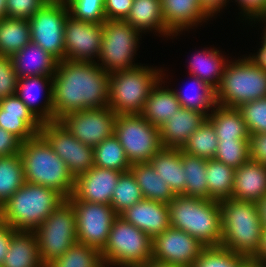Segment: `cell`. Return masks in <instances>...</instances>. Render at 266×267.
Returning a JSON list of instances; mask_svg holds the SVG:
<instances>
[{
	"mask_svg": "<svg viewBox=\"0 0 266 267\" xmlns=\"http://www.w3.org/2000/svg\"><path fill=\"white\" fill-rule=\"evenodd\" d=\"M109 78L96 62L58 61L52 76L53 121L70 112L108 107Z\"/></svg>",
	"mask_w": 266,
	"mask_h": 267,
	"instance_id": "1",
	"label": "cell"
},
{
	"mask_svg": "<svg viewBox=\"0 0 266 267\" xmlns=\"http://www.w3.org/2000/svg\"><path fill=\"white\" fill-rule=\"evenodd\" d=\"M221 246L252 259L260 249L262 232L257 203L233 198L219 201Z\"/></svg>",
	"mask_w": 266,
	"mask_h": 267,
	"instance_id": "2",
	"label": "cell"
},
{
	"mask_svg": "<svg viewBox=\"0 0 266 267\" xmlns=\"http://www.w3.org/2000/svg\"><path fill=\"white\" fill-rule=\"evenodd\" d=\"M19 153L26 182L52 188L65 199L73 194L75 178L40 134L21 142Z\"/></svg>",
	"mask_w": 266,
	"mask_h": 267,
	"instance_id": "3",
	"label": "cell"
},
{
	"mask_svg": "<svg viewBox=\"0 0 266 267\" xmlns=\"http://www.w3.org/2000/svg\"><path fill=\"white\" fill-rule=\"evenodd\" d=\"M172 228L185 231L205 247L220 246L221 209L219 201L175 196L168 204Z\"/></svg>",
	"mask_w": 266,
	"mask_h": 267,
	"instance_id": "4",
	"label": "cell"
},
{
	"mask_svg": "<svg viewBox=\"0 0 266 267\" xmlns=\"http://www.w3.org/2000/svg\"><path fill=\"white\" fill-rule=\"evenodd\" d=\"M65 198L42 185L24 184L0 207V220L17 231H35Z\"/></svg>",
	"mask_w": 266,
	"mask_h": 267,
	"instance_id": "5",
	"label": "cell"
},
{
	"mask_svg": "<svg viewBox=\"0 0 266 267\" xmlns=\"http://www.w3.org/2000/svg\"><path fill=\"white\" fill-rule=\"evenodd\" d=\"M162 69L137 65L110 73L108 107L117 115L141 114L152 87L162 78Z\"/></svg>",
	"mask_w": 266,
	"mask_h": 267,
	"instance_id": "6",
	"label": "cell"
},
{
	"mask_svg": "<svg viewBox=\"0 0 266 267\" xmlns=\"http://www.w3.org/2000/svg\"><path fill=\"white\" fill-rule=\"evenodd\" d=\"M228 62L215 89L217 105L238 108L249 101L266 97V72L245 57Z\"/></svg>",
	"mask_w": 266,
	"mask_h": 267,
	"instance_id": "7",
	"label": "cell"
},
{
	"mask_svg": "<svg viewBox=\"0 0 266 267\" xmlns=\"http://www.w3.org/2000/svg\"><path fill=\"white\" fill-rule=\"evenodd\" d=\"M100 253L105 267H143L152 259V238L118 215Z\"/></svg>",
	"mask_w": 266,
	"mask_h": 267,
	"instance_id": "8",
	"label": "cell"
},
{
	"mask_svg": "<svg viewBox=\"0 0 266 267\" xmlns=\"http://www.w3.org/2000/svg\"><path fill=\"white\" fill-rule=\"evenodd\" d=\"M39 246V256L45 267L60 258L78 242L75 211L65 199L34 231Z\"/></svg>",
	"mask_w": 266,
	"mask_h": 267,
	"instance_id": "9",
	"label": "cell"
},
{
	"mask_svg": "<svg viewBox=\"0 0 266 267\" xmlns=\"http://www.w3.org/2000/svg\"><path fill=\"white\" fill-rule=\"evenodd\" d=\"M140 33L125 20H106L97 58L102 63L98 66L109 74L136 67L133 59L138 50Z\"/></svg>",
	"mask_w": 266,
	"mask_h": 267,
	"instance_id": "10",
	"label": "cell"
},
{
	"mask_svg": "<svg viewBox=\"0 0 266 267\" xmlns=\"http://www.w3.org/2000/svg\"><path fill=\"white\" fill-rule=\"evenodd\" d=\"M114 134L132 165L149 163L162 148L160 129L141 114L117 115Z\"/></svg>",
	"mask_w": 266,
	"mask_h": 267,
	"instance_id": "11",
	"label": "cell"
},
{
	"mask_svg": "<svg viewBox=\"0 0 266 267\" xmlns=\"http://www.w3.org/2000/svg\"><path fill=\"white\" fill-rule=\"evenodd\" d=\"M68 16L65 1H49L28 20L31 41L58 61L65 60L64 29Z\"/></svg>",
	"mask_w": 266,
	"mask_h": 267,
	"instance_id": "12",
	"label": "cell"
},
{
	"mask_svg": "<svg viewBox=\"0 0 266 267\" xmlns=\"http://www.w3.org/2000/svg\"><path fill=\"white\" fill-rule=\"evenodd\" d=\"M68 200L75 211L78 243L101 251L118 215L111 205L78 201L73 195Z\"/></svg>",
	"mask_w": 266,
	"mask_h": 267,
	"instance_id": "13",
	"label": "cell"
},
{
	"mask_svg": "<svg viewBox=\"0 0 266 267\" xmlns=\"http://www.w3.org/2000/svg\"><path fill=\"white\" fill-rule=\"evenodd\" d=\"M39 134L65 162L74 178L94 166L93 148L80 142L58 120L43 122Z\"/></svg>",
	"mask_w": 266,
	"mask_h": 267,
	"instance_id": "14",
	"label": "cell"
},
{
	"mask_svg": "<svg viewBox=\"0 0 266 267\" xmlns=\"http://www.w3.org/2000/svg\"><path fill=\"white\" fill-rule=\"evenodd\" d=\"M116 119L114 111L102 107L70 112L58 121L80 142L94 148L114 135Z\"/></svg>",
	"mask_w": 266,
	"mask_h": 267,
	"instance_id": "15",
	"label": "cell"
},
{
	"mask_svg": "<svg viewBox=\"0 0 266 267\" xmlns=\"http://www.w3.org/2000/svg\"><path fill=\"white\" fill-rule=\"evenodd\" d=\"M204 247L197 238L170 226L152 239V259L191 267Z\"/></svg>",
	"mask_w": 266,
	"mask_h": 267,
	"instance_id": "16",
	"label": "cell"
},
{
	"mask_svg": "<svg viewBox=\"0 0 266 267\" xmlns=\"http://www.w3.org/2000/svg\"><path fill=\"white\" fill-rule=\"evenodd\" d=\"M103 24L88 23L68 16L64 29L65 60L96 62L100 53Z\"/></svg>",
	"mask_w": 266,
	"mask_h": 267,
	"instance_id": "17",
	"label": "cell"
},
{
	"mask_svg": "<svg viewBox=\"0 0 266 267\" xmlns=\"http://www.w3.org/2000/svg\"><path fill=\"white\" fill-rule=\"evenodd\" d=\"M121 171L93 166L75 178L73 196L78 201L110 205Z\"/></svg>",
	"mask_w": 266,
	"mask_h": 267,
	"instance_id": "18",
	"label": "cell"
},
{
	"mask_svg": "<svg viewBox=\"0 0 266 267\" xmlns=\"http://www.w3.org/2000/svg\"><path fill=\"white\" fill-rule=\"evenodd\" d=\"M0 127L25 142L39 134L42 122L14 94L0 99Z\"/></svg>",
	"mask_w": 266,
	"mask_h": 267,
	"instance_id": "19",
	"label": "cell"
},
{
	"mask_svg": "<svg viewBox=\"0 0 266 267\" xmlns=\"http://www.w3.org/2000/svg\"><path fill=\"white\" fill-rule=\"evenodd\" d=\"M119 216L152 239L171 226L167 203L148 199L135 203Z\"/></svg>",
	"mask_w": 266,
	"mask_h": 267,
	"instance_id": "20",
	"label": "cell"
},
{
	"mask_svg": "<svg viewBox=\"0 0 266 267\" xmlns=\"http://www.w3.org/2000/svg\"><path fill=\"white\" fill-rule=\"evenodd\" d=\"M19 79L34 76H53L58 60L36 43L30 41L10 57Z\"/></svg>",
	"mask_w": 266,
	"mask_h": 267,
	"instance_id": "21",
	"label": "cell"
},
{
	"mask_svg": "<svg viewBox=\"0 0 266 267\" xmlns=\"http://www.w3.org/2000/svg\"><path fill=\"white\" fill-rule=\"evenodd\" d=\"M266 195V166L249 159L234 171L230 198L258 203Z\"/></svg>",
	"mask_w": 266,
	"mask_h": 267,
	"instance_id": "22",
	"label": "cell"
},
{
	"mask_svg": "<svg viewBox=\"0 0 266 267\" xmlns=\"http://www.w3.org/2000/svg\"><path fill=\"white\" fill-rule=\"evenodd\" d=\"M206 118L198 111L181 107L159 128L162 147L181 149Z\"/></svg>",
	"mask_w": 266,
	"mask_h": 267,
	"instance_id": "23",
	"label": "cell"
},
{
	"mask_svg": "<svg viewBox=\"0 0 266 267\" xmlns=\"http://www.w3.org/2000/svg\"><path fill=\"white\" fill-rule=\"evenodd\" d=\"M49 84L47 95L43 97L44 104L39 107L37 102L40 101V93L42 95ZM16 94L42 123L53 121L52 76L21 78L18 80Z\"/></svg>",
	"mask_w": 266,
	"mask_h": 267,
	"instance_id": "24",
	"label": "cell"
},
{
	"mask_svg": "<svg viewBox=\"0 0 266 267\" xmlns=\"http://www.w3.org/2000/svg\"><path fill=\"white\" fill-rule=\"evenodd\" d=\"M161 5L166 28L173 36L209 18L198 0H161Z\"/></svg>",
	"mask_w": 266,
	"mask_h": 267,
	"instance_id": "25",
	"label": "cell"
},
{
	"mask_svg": "<svg viewBox=\"0 0 266 267\" xmlns=\"http://www.w3.org/2000/svg\"><path fill=\"white\" fill-rule=\"evenodd\" d=\"M163 76L162 71V78L150 90L144 108L141 111V115L158 128L181 108L174 90L166 89L162 86V83H164L162 81L164 79Z\"/></svg>",
	"mask_w": 266,
	"mask_h": 267,
	"instance_id": "26",
	"label": "cell"
},
{
	"mask_svg": "<svg viewBox=\"0 0 266 267\" xmlns=\"http://www.w3.org/2000/svg\"><path fill=\"white\" fill-rule=\"evenodd\" d=\"M166 181L175 196H185V175L182 165V150L162 147L149 161Z\"/></svg>",
	"mask_w": 266,
	"mask_h": 267,
	"instance_id": "27",
	"label": "cell"
},
{
	"mask_svg": "<svg viewBox=\"0 0 266 267\" xmlns=\"http://www.w3.org/2000/svg\"><path fill=\"white\" fill-rule=\"evenodd\" d=\"M1 267H45L39 256L34 231H17L14 234Z\"/></svg>",
	"mask_w": 266,
	"mask_h": 267,
	"instance_id": "28",
	"label": "cell"
},
{
	"mask_svg": "<svg viewBox=\"0 0 266 267\" xmlns=\"http://www.w3.org/2000/svg\"><path fill=\"white\" fill-rule=\"evenodd\" d=\"M125 21L139 32L156 30L165 37L173 35L166 28L161 0H133Z\"/></svg>",
	"mask_w": 266,
	"mask_h": 267,
	"instance_id": "29",
	"label": "cell"
},
{
	"mask_svg": "<svg viewBox=\"0 0 266 267\" xmlns=\"http://www.w3.org/2000/svg\"><path fill=\"white\" fill-rule=\"evenodd\" d=\"M207 119L213 124L218 140H249L246 123L237 108L217 105Z\"/></svg>",
	"mask_w": 266,
	"mask_h": 267,
	"instance_id": "30",
	"label": "cell"
},
{
	"mask_svg": "<svg viewBox=\"0 0 266 267\" xmlns=\"http://www.w3.org/2000/svg\"><path fill=\"white\" fill-rule=\"evenodd\" d=\"M130 171L135 177L144 199L168 204L175 198L169 185L162 180L160 174L150 163L133 164Z\"/></svg>",
	"mask_w": 266,
	"mask_h": 267,
	"instance_id": "31",
	"label": "cell"
},
{
	"mask_svg": "<svg viewBox=\"0 0 266 267\" xmlns=\"http://www.w3.org/2000/svg\"><path fill=\"white\" fill-rule=\"evenodd\" d=\"M193 60L189 63L190 75L198 77L216 89L223 76L225 65L228 62L222 56L219 50L214 48L203 49L191 57Z\"/></svg>",
	"mask_w": 266,
	"mask_h": 267,
	"instance_id": "32",
	"label": "cell"
},
{
	"mask_svg": "<svg viewBox=\"0 0 266 267\" xmlns=\"http://www.w3.org/2000/svg\"><path fill=\"white\" fill-rule=\"evenodd\" d=\"M31 41L30 25L25 19H0V55L11 57Z\"/></svg>",
	"mask_w": 266,
	"mask_h": 267,
	"instance_id": "33",
	"label": "cell"
},
{
	"mask_svg": "<svg viewBox=\"0 0 266 267\" xmlns=\"http://www.w3.org/2000/svg\"><path fill=\"white\" fill-rule=\"evenodd\" d=\"M233 167L215 159L206 160V176L209 199L222 201L232 196L234 185Z\"/></svg>",
	"mask_w": 266,
	"mask_h": 267,
	"instance_id": "34",
	"label": "cell"
},
{
	"mask_svg": "<svg viewBox=\"0 0 266 267\" xmlns=\"http://www.w3.org/2000/svg\"><path fill=\"white\" fill-rule=\"evenodd\" d=\"M206 160L182 151L185 175V196L209 199L206 176Z\"/></svg>",
	"mask_w": 266,
	"mask_h": 267,
	"instance_id": "35",
	"label": "cell"
},
{
	"mask_svg": "<svg viewBox=\"0 0 266 267\" xmlns=\"http://www.w3.org/2000/svg\"><path fill=\"white\" fill-rule=\"evenodd\" d=\"M93 151L94 166L98 168L127 172L132 166L115 134L96 145Z\"/></svg>",
	"mask_w": 266,
	"mask_h": 267,
	"instance_id": "36",
	"label": "cell"
},
{
	"mask_svg": "<svg viewBox=\"0 0 266 267\" xmlns=\"http://www.w3.org/2000/svg\"><path fill=\"white\" fill-rule=\"evenodd\" d=\"M20 153L0 157V207L24 184Z\"/></svg>",
	"mask_w": 266,
	"mask_h": 267,
	"instance_id": "37",
	"label": "cell"
},
{
	"mask_svg": "<svg viewBox=\"0 0 266 267\" xmlns=\"http://www.w3.org/2000/svg\"><path fill=\"white\" fill-rule=\"evenodd\" d=\"M191 77L193 79L192 85H194L192 90L197 91L195 93L190 92V94L175 91L174 89L175 95L182 108L198 111L208 117L210 109L213 110L217 106L215 89L206 82L201 81L198 77L193 75ZM195 86L196 89H194Z\"/></svg>",
	"mask_w": 266,
	"mask_h": 267,
	"instance_id": "38",
	"label": "cell"
},
{
	"mask_svg": "<svg viewBox=\"0 0 266 267\" xmlns=\"http://www.w3.org/2000/svg\"><path fill=\"white\" fill-rule=\"evenodd\" d=\"M218 138L213 124L206 120L189 136L181 150L204 159H214Z\"/></svg>",
	"mask_w": 266,
	"mask_h": 267,
	"instance_id": "39",
	"label": "cell"
},
{
	"mask_svg": "<svg viewBox=\"0 0 266 267\" xmlns=\"http://www.w3.org/2000/svg\"><path fill=\"white\" fill-rule=\"evenodd\" d=\"M47 267H105V265L98 249L77 242Z\"/></svg>",
	"mask_w": 266,
	"mask_h": 267,
	"instance_id": "40",
	"label": "cell"
},
{
	"mask_svg": "<svg viewBox=\"0 0 266 267\" xmlns=\"http://www.w3.org/2000/svg\"><path fill=\"white\" fill-rule=\"evenodd\" d=\"M143 195L135 177L129 170L122 172L113 191L111 207L117 215H120L127 208L142 201Z\"/></svg>",
	"mask_w": 266,
	"mask_h": 267,
	"instance_id": "41",
	"label": "cell"
},
{
	"mask_svg": "<svg viewBox=\"0 0 266 267\" xmlns=\"http://www.w3.org/2000/svg\"><path fill=\"white\" fill-rule=\"evenodd\" d=\"M248 257L237 254L223 246L204 247L191 267H242Z\"/></svg>",
	"mask_w": 266,
	"mask_h": 267,
	"instance_id": "42",
	"label": "cell"
},
{
	"mask_svg": "<svg viewBox=\"0 0 266 267\" xmlns=\"http://www.w3.org/2000/svg\"><path fill=\"white\" fill-rule=\"evenodd\" d=\"M215 160L234 169L247 162L249 157V140H218Z\"/></svg>",
	"mask_w": 266,
	"mask_h": 267,
	"instance_id": "43",
	"label": "cell"
},
{
	"mask_svg": "<svg viewBox=\"0 0 266 267\" xmlns=\"http://www.w3.org/2000/svg\"><path fill=\"white\" fill-rule=\"evenodd\" d=\"M69 15L80 21L103 24L106 21L104 0H65Z\"/></svg>",
	"mask_w": 266,
	"mask_h": 267,
	"instance_id": "44",
	"label": "cell"
},
{
	"mask_svg": "<svg viewBox=\"0 0 266 267\" xmlns=\"http://www.w3.org/2000/svg\"><path fill=\"white\" fill-rule=\"evenodd\" d=\"M237 109L242 114L249 134L266 133V97L244 103Z\"/></svg>",
	"mask_w": 266,
	"mask_h": 267,
	"instance_id": "45",
	"label": "cell"
},
{
	"mask_svg": "<svg viewBox=\"0 0 266 267\" xmlns=\"http://www.w3.org/2000/svg\"><path fill=\"white\" fill-rule=\"evenodd\" d=\"M48 0H6V17L29 20Z\"/></svg>",
	"mask_w": 266,
	"mask_h": 267,
	"instance_id": "46",
	"label": "cell"
},
{
	"mask_svg": "<svg viewBox=\"0 0 266 267\" xmlns=\"http://www.w3.org/2000/svg\"><path fill=\"white\" fill-rule=\"evenodd\" d=\"M18 80L10 57L0 55V99L16 94Z\"/></svg>",
	"mask_w": 266,
	"mask_h": 267,
	"instance_id": "47",
	"label": "cell"
},
{
	"mask_svg": "<svg viewBox=\"0 0 266 267\" xmlns=\"http://www.w3.org/2000/svg\"><path fill=\"white\" fill-rule=\"evenodd\" d=\"M133 0H104L106 20H125L130 13Z\"/></svg>",
	"mask_w": 266,
	"mask_h": 267,
	"instance_id": "48",
	"label": "cell"
},
{
	"mask_svg": "<svg viewBox=\"0 0 266 267\" xmlns=\"http://www.w3.org/2000/svg\"><path fill=\"white\" fill-rule=\"evenodd\" d=\"M249 157L266 166V133L250 134Z\"/></svg>",
	"mask_w": 266,
	"mask_h": 267,
	"instance_id": "49",
	"label": "cell"
},
{
	"mask_svg": "<svg viewBox=\"0 0 266 267\" xmlns=\"http://www.w3.org/2000/svg\"><path fill=\"white\" fill-rule=\"evenodd\" d=\"M246 19L255 22L256 18L266 16V0H235Z\"/></svg>",
	"mask_w": 266,
	"mask_h": 267,
	"instance_id": "50",
	"label": "cell"
},
{
	"mask_svg": "<svg viewBox=\"0 0 266 267\" xmlns=\"http://www.w3.org/2000/svg\"><path fill=\"white\" fill-rule=\"evenodd\" d=\"M21 141L12 133L0 127V157L20 152Z\"/></svg>",
	"mask_w": 266,
	"mask_h": 267,
	"instance_id": "51",
	"label": "cell"
},
{
	"mask_svg": "<svg viewBox=\"0 0 266 267\" xmlns=\"http://www.w3.org/2000/svg\"><path fill=\"white\" fill-rule=\"evenodd\" d=\"M17 232L12 226L0 220V267L7 255L11 239Z\"/></svg>",
	"mask_w": 266,
	"mask_h": 267,
	"instance_id": "52",
	"label": "cell"
},
{
	"mask_svg": "<svg viewBox=\"0 0 266 267\" xmlns=\"http://www.w3.org/2000/svg\"><path fill=\"white\" fill-rule=\"evenodd\" d=\"M201 10L210 18L220 12L229 0H198Z\"/></svg>",
	"mask_w": 266,
	"mask_h": 267,
	"instance_id": "53",
	"label": "cell"
},
{
	"mask_svg": "<svg viewBox=\"0 0 266 267\" xmlns=\"http://www.w3.org/2000/svg\"><path fill=\"white\" fill-rule=\"evenodd\" d=\"M261 43V48L258 52H256L257 54H252V56L249 55V57L246 58L250 60L256 67L266 72V42L262 40Z\"/></svg>",
	"mask_w": 266,
	"mask_h": 267,
	"instance_id": "54",
	"label": "cell"
},
{
	"mask_svg": "<svg viewBox=\"0 0 266 267\" xmlns=\"http://www.w3.org/2000/svg\"><path fill=\"white\" fill-rule=\"evenodd\" d=\"M256 262L266 265V229L262 232L259 252L252 258Z\"/></svg>",
	"mask_w": 266,
	"mask_h": 267,
	"instance_id": "55",
	"label": "cell"
},
{
	"mask_svg": "<svg viewBox=\"0 0 266 267\" xmlns=\"http://www.w3.org/2000/svg\"><path fill=\"white\" fill-rule=\"evenodd\" d=\"M260 221L264 229H266V195L257 203Z\"/></svg>",
	"mask_w": 266,
	"mask_h": 267,
	"instance_id": "56",
	"label": "cell"
},
{
	"mask_svg": "<svg viewBox=\"0 0 266 267\" xmlns=\"http://www.w3.org/2000/svg\"><path fill=\"white\" fill-rule=\"evenodd\" d=\"M143 267H182L179 265H173L165 262H160L155 259H151L146 265Z\"/></svg>",
	"mask_w": 266,
	"mask_h": 267,
	"instance_id": "57",
	"label": "cell"
},
{
	"mask_svg": "<svg viewBox=\"0 0 266 267\" xmlns=\"http://www.w3.org/2000/svg\"><path fill=\"white\" fill-rule=\"evenodd\" d=\"M6 0H0V19L6 17Z\"/></svg>",
	"mask_w": 266,
	"mask_h": 267,
	"instance_id": "58",
	"label": "cell"
},
{
	"mask_svg": "<svg viewBox=\"0 0 266 267\" xmlns=\"http://www.w3.org/2000/svg\"><path fill=\"white\" fill-rule=\"evenodd\" d=\"M242 267H260V262L249 259Z\"/></svg>",
	"mask_w": 266,
	"mask_h": 267,
	"instance_id": "59",
	"label": "cell"
},
{
	"mask_svg": "<svg viewBox=\"0 0 266 267\" xmlns=\"http://www.w3.org/2000/svg\"><path fill=\"white\" fill-rule=\"evenodd\" d=\"M257 19V21H262L263 22V20H264V22H266V16H264V17H259V18H256ZM264 33H263V37H262V39L266 42V26L264 27V31H263Z\"/></svg>",
	"mask_w": 266,
	"mask_h": 267,
	"instance_id": "60",
	"label": "cell"
},
{
	"mask_svg": "<svg viewBox=\"0 0 266 267\" xmlns=\"http://www.w3.org/2000/svg\"><path fill=\"white\" fill-rule=\"evenodd\" d=\"M48 1H65V0H48Z\"/></svg>",
	"mask_w": 266,
	"mask_h": 267,
	"instance_id": "61",
	"label": "cell"
},
{
	"mask_svg": "<svg viewBox=\"0 0 266 267\" xmlns=\"http://www.w3.org/2000/svg\"><path fill=\"white\" fill-rule=\"evenodd\" d=\"M260 267H266V265L260 263Z\"/></svg>",
	"mask_w": 266,
	"mask_h": 267,
	"instance_id": "62",
	"label": "cell"
}]
</instances>
